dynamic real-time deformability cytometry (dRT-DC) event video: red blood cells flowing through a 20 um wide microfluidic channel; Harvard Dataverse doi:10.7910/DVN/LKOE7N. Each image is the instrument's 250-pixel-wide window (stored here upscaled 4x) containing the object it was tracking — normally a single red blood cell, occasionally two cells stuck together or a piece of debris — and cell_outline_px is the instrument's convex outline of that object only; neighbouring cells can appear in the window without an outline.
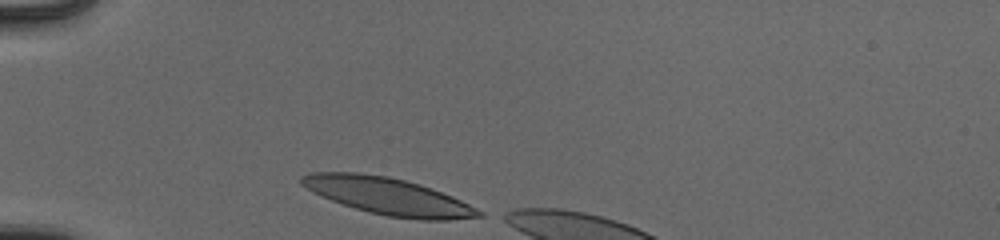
{"species": "human", "species_latin": "Homo sapiens", "temperature_condition": "cold", "stored_images_in_passage": 6, "camera_frame_rate_fps": 3000, "um_per_image_px": 0.085, "donor": {"sex": "male"}, "frame": {"image": 1, "passage_image": 1, "time_ms": 0.0, "image_size_px": [1000, 240], "cell_outline_px": [[484, 216], [448, 220], [420, 220], [384, 216], [368, 212], [320, 196], [312, 192], [300, 184], [300, 176], [308, 172], [356, 172], [388, 176], [420, 184], [452, 196], [484, 212]], "centroid_in_image_um": [32.96, 16.67], "position_along_channel_um": 52.0, "area_um2": 38.26}}